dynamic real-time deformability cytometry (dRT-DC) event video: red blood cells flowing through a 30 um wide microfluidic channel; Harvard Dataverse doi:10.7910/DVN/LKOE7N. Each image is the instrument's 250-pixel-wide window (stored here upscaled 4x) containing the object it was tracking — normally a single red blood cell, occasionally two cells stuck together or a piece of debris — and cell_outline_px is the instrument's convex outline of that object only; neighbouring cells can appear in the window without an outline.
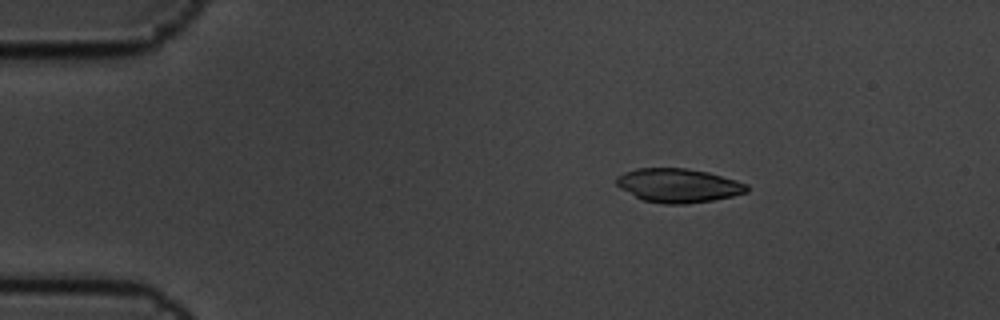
{"species": "common noctule bat (a hibernating species)", "species_latin": "Nyctalus noctula", "temperature_condition": "cold", "stored_images_in_passage": 4, "camera_frame_rate_fps": 3000, "um_per_image_px": 0.085, "animal": {"sex": "male", "body_mass_g": 19.5, "forearm_length_mm": 54.6}, "frame": {"image": 1, "passage_image": 2, "time_ms": 0.333, "image_size_px": [1000, 320], "cell_outline_px": [[748, 192], [732, 196], [712, 200], [684, 204], [664, 204], [644, 200], [620, 188], [616, 184], [616, 176], [624, 172], [636, 168], [684, 168], [708, 172], [736, 180], [748, 184]], "centroid_in_image_um": [57.65, 15.76], "position_along_channel_um": 27.3, "area_um2": 25.66}}